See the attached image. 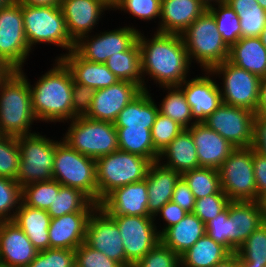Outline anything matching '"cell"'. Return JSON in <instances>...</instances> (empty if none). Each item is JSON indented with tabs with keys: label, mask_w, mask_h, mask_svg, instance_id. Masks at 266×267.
I'll use <instances>...</instances> for the list:
<instances>
[{
	"label": "cell",
	"mask_w": 266,
	"mask_h": 267,
	"mask_svg": "<svg viewBox=\"0 0 266 267\" xmlns=\"http://www.w3.org/2000/svg\"><path fill=\"white\" fill-rule=\"evenodd\" d=\"M150 31H140L137 40L141 52L143 90L152 91L151 85L157 88L179 86L196 73L192 71L196 68L189 60L181 35Z\"/></svg>",
	"instance_id": "cell-1"
},
{
	"label": "cell",
	"mask_w": 266,
	"mask_h": 267,
	"mask_svg": "<svg viewBox=\"0 0 266 267\" xmlns=\"http://www.w3.org/2000/svg\"><path fill=\"white\" fill-rule=\"evenodd\" d=\"M47 71L37 76L32 83L25 68L20 70L29 81L32 108L41 126H54L72 120L73 78L70 70L60 58H52ZM27 74V75H26ZM32 83V84H31ZM47 123V124H46Z\"/></svg>",
	"instance_id": "cell-2"
},
{
	"label": "cell",
	"mask_w": 266,
	"mask_h": 267,
	"mask_svg": "<svg viewBox=\"0 0 266 267\" xmlns=\"http://www.w3.org/2000/svg\"><path fill=\"white\" fill-rule=\"evenodd\" d=\"M36 123L39 122L33 112L27 76L20 70H13L0 83L1 133L14 137L34 134L39 129L34 130Z\"/></svg>",
	"instance_id": "cell-3"
},
{
	"label": "cell",
	"mask_w": 266,
	"mask_h": 267,
	"mask_svg": "<svg viewBox=\"0 0 266 267\" xmlns=\"http://www.w3.org/2000/svg\"><path fill=\"white\" fill-rule=\"evenodd\" d=\"M21 10L25 36L33 52L43 45V48L45 45L55 46V50L64 51L54 57L60 58L74 49L75 42L69 36L60 6L35 7L21 4Z\"/></svg>",
	"instance_id": "cell-4"
},
{
	"label": "cell",
	"mask_w": 266,
	"mask_h": 267,
	"mask_svg": "<svg viewBox=\"0 0 266 267\" xmlns=\"http://www.w3.org/2000/svg\"><path fill=\"white\" fill-rule=\"evenodd\" d=\"M189 60L200 70H211L228 60L229 47L217 30L216 20L206 10L183 33ZM197 65V66H195Z\"/></svg>",
	"instance_id": "cell-5"
},
{
	"label": "cell",
	"mask_w": 266,
	"mask_h": 267,
	"mask_svg": "<svg viewBox=\"0 0 266 267\" xmlns=\"http://www.w3.org/2000/svg\"><path fill=\"white\" fill-rule=\"evenodd\" d=\"M67 123V124H66ZM61 139L70 148L98 159L119 150L117 130L114 123L93 120L86 116L75 117L62 124Z\"/></svg>",
	"instance_id": "cell-6"
},
{
	"label": "cell",
	"mask_w": 266,
	"mask_h": 267,
	"mask_svg": "<svg viewBox=\"0 0 266 267\" xmlns=\"http://www.w3.org/2000/svg\"><path fill=\"white\" fill-rule=\"evenodd\" d=\"M95 161L97 204L113 190L144 180L151 164L147 158L121 150Z\"/></svg>",
	"instance_id": "cell-7"
},
{
	"label": "cell",
	"mask_w": 266,
	"mask_h": 267,
	"mask_svg": "<svg viewBox=\"0 0 266 267\" xmlns=\"http://www.w3.org/2000/svg\"><path fill=\"white\" fill-rule=\"evenodd\" d=\"M48 136L38 130L34 134L17 137L21 159L15 181L21 187L53 179L56 136Z\"/></svg>",
	"instance_id": "cell-8"
},
{
	"label": "cell",
	"mask_w": 266,
	"mask_h": 267,
	"mask_svg": "<svg viewBox=\"0 0 266 267\" xmlns=\"http://www.w3.org/2000/svg\"><path fill=\"white\" fill-rule=\"evenodd\" d=\"M58 139V140H57ZM53 179L63 186L80 189L97 203L96 161L70 148L56 137Z\"/></svg>",
	"instance_id": "cell-9"
},
{
	"label": "cell",
	"mask_w": 266,
	"mask_h": 267,
	"mask_svg": "<svg viewBox=\"0 0 266 267\" xmlns=\"http://www.w3.org/2000/svg\"><path fill=\"white\" fill-rule=\"evenodd\" d=\"M216 77L222 103L256 112L260 77L236 66L228 60L210 70Z\"/></svg>",
	"instance_id": "cell-10"
},
{
	"label": "cell",
	"mask_w": 266,
	"mask_h": 267,
	"mask_svg": "<svg viewBox=\"0 0 266 267\" xmlns=\"http://www.w3.org/2000/svg\"><path fill=\"white\" fill-rule=\"evenodd\" d=\"M218 172L221 189L230 201H257L251 146L234 148Z\"/></svg>",
	"instance_id": "cell-11"
},
{
	"label": "cell",
	"mask_w": 266,
	"mask_h": 267,
	"mask_svg": "<svg viewBox=\"0 0 266 267\" xmlns=\"http://www.w3.org/2000/svg\"><path fill=\"white\" fill-rule=\"evenodd\" d=\"M123 23L124 26L119 24L112 30L101 29L81 37L75 43L74 50L88 61L106 63L111 55L130 49L137 42L139 32L143 29L137 24Z\"/></svg>",
	"instance_id": "cell-12"
},
{
	"label": "cell",
	"mask_w": 266,
	"mask_h": 267,
	"mask_svg": "<svg viewBox=\"0 0 266 267\" xmlns=\"http://www.w3.org/2000/svg\"><path fill=\"white\" fill-rule=\"evenodd\" d=\"M32 54L24 32L21 3L16 0L0 9V58L13 70H22Z\"/></svg>",
	"instance_id": "cell-13"
},
{
	"label": "cell",
	"mask_w": 266,
	"mask_h": 267,
	"mask_svg": "<svg viewBox=\"0 0 266 267\" xmlns=\"http://www.w3.org/2000/svg\"><path fill=\"white\" fill-rule=\"evenodd\" d=\"M116 222L126 256V267L141 260L160 242L152 216H111Z\"/></svg>",
	"instance_id": "cell-14"
},
{
	"label": "cell",
	"mask_w": 266,
	"mask_h": 267,
	"mask_svg": "<svg viewBox=\"0 0 266 267\" xmlns=\"http://www.w3.org/2000/svg\"><path fill=\"white\" fill-rule=\"evenodd\" d=\"M254 117L255 113L249 109L222 103L202 123L216 131L234 148L250 147Z\"/></svg>",
	"instance_id": "cell-15"
},
{
	"label": "cell",
	"mask_w": 266,
	"mask_h": 267,
	"mask_svg": "<svg viewBox=\"0 0 266 267\" xmlns=\"http://www.w3.org/2000/svg\"><path fill=\"white\" fill-rule=\"evenodd\" d=\"M122 241L116 222L100 206H97L87 223L85 243L126 267Z\"/></svg>",
	"instance_id": "cell-16"
},
{
	"label": "cell",
	"mask_w": 266,
	"mask_h": 267,
	"mask_svg": "<svg viewBox=\"0 0 266 267\" xmlns=\"http://www.w3.org/2000/svg\"><path fill=\"white\" fill-rule=\"evenodd\" d=\"M60 8L69 36L75 43L100 29L99 23L102 21L101 25L104 24L105 13L112 11L104 0H61Z\"/></svg>",
	"instance_id": "cell-17"
},
{
	"label": "cell",
	"mask_w": 266,
	"mask_h": 267,
	"mask_svg": "<svg viewBox=\"0 0 266 267\" xmlns=\"http://www.w3.org/2000/svg\"><path fill=\"white\" fill-rule=\"evenodd\" d=\"M188 77L179 87L191 107L193 120L203 122L221 104L222 97L216 77L210 70Z\"/></svg>",
	"instance_id": "cell-18"
},
{
	"label": "cell",
	"mask_w": 266,
	"mask_h": 267,
	"mask_svg": "<svg viewBox=\"0 0 266 267\" xmlns=\"http://www.w3.org/2000/svg\"><path fill=\"white\" fill-rule=\"evenodd\" d=\"M142 91L138 84L128 81H118L109 87L95 90L86 117L114 123L118 114Z\"/></svg>",
	"instance_id": "cell-19"
},
{
	"label": "cell",
	"mask_w": 266,
	"mask_h": 267,
	"mask_svg": "<svg viewBox=\"0 0 266 267\" xmlns=\"http://www.w3.org/2000/svg\"><path fill=\"white\" fill-rule=\"evenodd\" d=\"M24 231L12 221H0V267H26L37 255Z\"/></svg>",
	"instance_id": "cell-20"
},
{
	"label": "cell",
	"mask_w": 266,
	"mask_h": 267,
	"mask_svg": "<svg viewBox=\"0 0 266 267\" xmlns=\"http://www.w3.org/2000/svg\"><path fill=\"white\" fill-rule=\"evenodd\" d=\"M146 179L110 192L99 204L110 216H151L147 210Z\"/></svg>",
	"instance_id": "cell-21"
},
{
	"label": "cell",
	"mask_w": 266,
	"mask_h": 267,
	"mask_svg": "<svg viewBox=\"0 0 266 267\" xmlns=\"http://www.w3.org/2000/svg\"><path fill=\"white\" fill-rule=\"evenodd\" d=\"M197 148L200 167L219 169L234 147L204 123H195L187 129Z\"/></svg>",
	"instance_id": "cell-22"
},
{
	"label": "cell",
	"mask_w": 266,
	"mask_h": 267,
	"mask_svg": "<svg viewBox=\"0 0 266 267\" xmlns=\"http://www.w3.org/2000/svg\"><path fill=\"white\" fill-rule=\"evenodd\" d=\"M92 212H73L51 218L48 228L50 248L75 250L85 242L86 228Z\"/></svg>",
	"instance_id": "cell-23"
},
{
	"label": "cell",
	"mask_w": 266,
	"mask_h": 267,
	"mask_svg": "<svg viewBox=\"0 0 266 267\" xmlns=\"http://www.w3.org/2000/svg\"><path fill=\"white\" fill-rule=\"evenodd\" d=\"M206 10L199 0H161V16L156 31L182 35Z\"/></svg>",
	"instance_id": "cell-24"
},
{
	"label": "cell",
	"mask_w": 266,
	"mask_h": 267,
	"mask_svg": "<svg viewBox=\"0 0 266 267\" xmlns=\"http://www.w3.org/2000/svg\"><path fill=\"white\" fill-rule=\"evenodd\" d=\"M71 72L74 82L94 90L103 89L120 81L105 63L91 62L82 58L74 49L60 57Z\"/></svg>",
	"instance_id": "cell-25"
},
{
	"label": "cell",
	"mask_w": 266,
	"mask_h": 267,
	"mask_svg": "<svg viewBox=\"0 0 266 267\" xmlns=\"http://www.w3.org/2000/svg\"><path fill=\"white\" fill-rule=\"evenodd\" d=\"M180 177V173L164 167L158 161L150 164L145 179L148 190L147 210L152 217L171 201L173 190Z\"/></svg>",
	"instance_id": "cell-26"
},
{
	"label": "cell",
	"mask_w": 266,
	"mask_h": 267,
	"mask_svg": "<svg viewBox=\"0 0 266 267\" xmlns=\"http://www.w3.org/2000/svg\"><path fill=\"white\" fill-rule=\"evenodd\" d=\"M229 217L232 219L231 253H235L264 219L257 201H230Z\"/></svg>",
	"instance_id": "cell-27"
},
{
	"label": "cell",
	"mask_w": 266,
	"mask_h": 267,
	"mask_svg": "<svg viewBox=\"0 0 266 267\" xmlns=\"http://www.w3.org/2000/svg\"><path fill=\"white\" fill-rule=\"evenodd\" d=\"M206 234V226L193 212L160 235V242L179 257Z\"/></svg>",
	"instance_id": "cell-28"
},
{
	"label": "cell",
	"mask_w": 266,
	"mask_h": 267,
	"mask_svg": "<svg viewBox=\"0 0 266 267\" xmlns=\"http://www.w3.org/2000/svg\"><path fill=\"white\" fill-rule=\"evenodd\" d=\"M158 162L181 175L199 168L197 148L191 133L183 130L160 154Z\"/></svg>",
	"instance_id": "cell-29"
},
{
	"label": "cell",
	"mask_w": 266,
	"mask_h": 267,
	"mask_svg": "<svg viewBox=\"0 0 266 267\" xmlns=\"http://www.w3.org/2000/svg\"><path fill=\"white\" fill-rule=\"evenodd\" d=\"M13 221L24 231L38 251L50 248L48 228L51 217L47 210L32 208L21 202Z\"/></svg>",
	"instance_id": "cell-30"
},
{
	"label": "cell",
	"mask_w": 266,
	"mask_h": 267,
	"mask_svg": "<svg viewBox=\"0 0 266 267\" xmlns=\"http://www.w3.org/2000/svg\"><path fill=\"white\" fill-rule=\"evenodd\" d=\"M228 61L260 78L266 76V47L260 37L240 38L229 48Z\"/></svg>",
	"instance_id": "cell-31"
},
{
	"label": "cell",
	"mask_w": 266,
	"mask_h": 267,
	"mask_svg": "<svg viewBox=\"0 0 266 267\" xmlns=\"http://www.w3.org/2000/svg\"><path fill=\"white\" fill-rule=\"evenodd\" d=\"M143 90L119 114L115 127H143L151 129L159 113L154 92Z\"/></svg>",
	"instance_id": "cell-32"
},
{
	"label": "cell",
	"mask_w": 266,
	"mask_h": 267,
	"mask_svg": "<svg viewBox=\"0 0 266 267\" xmlns=\"http://www.w3.org/2000/svg\"><path fill=\"white\" fill-rule=\"evenodd\" d=\"M231 252L205 234L180 256V267H213Z\"/></svg>",
	"instance_id": "cell-33"
},
{
	"label": "cell",
	"mask_w": 266,
	"mask_h": 267,
	"mask_svg": "<svg viewBox=\"0 0 266 267\" xmlns=\"http://www.w3.org/2000/svg\"><path fill=\"white\" fill-rule=\"evenodd\" d=\"M158 88V92H161V90L163 92H159V96L156 95V98L160 97L159 102H156L159 113L168 116L184 129L193 126L196 122L193 120L192 110L187 103L183 90L179 86H162ZM161 96L163 97L162 100Z\"/></svg>",
	"instance_id": "cell-34"
},
{
	"label": "cell",
	"mask_w": 266,
	"mask_h": 267,
	"mask_svg": "<svg viewBox=\"0 0 266 267\" xmlns=\"http://www.w3.org/2000/svg\"><path fill=\"white\" fill-rule=\"evenodd\" d=\"M119 150L157 162L159 153L154 149L151 129L143 127H115Z\"/></svg>",
	"instance_id": "cell-35"
},
{
	"label": "cell",
	"mask_w": 266,
	"mask_h": 267,
	"mask_svg": "<svg viewBox=\"0 0 266 267\" xmlns=\"http://www.w3.org/2000/svg\"><path fill=\"white\" fill-rule=\"evenodd\" d=\"M105 64L120 81L136 83L143 89L141 52L138 41L130 49L111 55Z\"/></svg>",
	"instance_id": "cell-36"
},
{
	"label": "cell",
	"mask_w": 266,
	"mask_h": 267,
	"mask_svg": "<svg viewBox=\"0 0 266 267\" xmlns=\"http://www.w3.org/2000/svg\"><path fill=\"white\" fill-rule=\"evenodd\" d=\"M97 206L80 189L61 185L47 213L51 218H57L73 212H93Z\"/></svg>",
	"instance_id": "cell-37"
},
{
	"label": "cell",
	"mask_w": 266,
	"mask_h": 267,
	"mask_svg": "<svg viewBox=\"0 0 266 267\" xmlns=\"http://www.w3.org/2000/svg\"><path fill=\"white\" fill-rule=\"evenodd\" d=\"M240 19L241 38L260 37L266 25V10L257 0H225Z\"/></svg>",
	"instance_id": "cell-38"
},
{
	"label": "cell",
	"mask_w": 266,
	"mask_h": 267,
	"mask_svg": "<svg viewBox=\"0 0 266 267\" xmlns=\"http://www.w3.org/2000/svg\"><path fill=\"white\" fill-rule=\"evenodd\" d=\"M119 11V14H128L129 17L136 19L146 24L157 23L156 27L152 26V30L158 29V24L161 16V0H116L112 7V13ZM156 20V21H155ZM152 21V22H151ZM150 22V23H149Z\"/></svg>",
	"instance_id": "cell-39"
},
{
	"label": "cell",
	"mask_w": 266,
	"mask_h": 267,
	"mask_svg": "<svg viewBox=\"0 0 266 267\" xmlns=\"http://www.w3.org/2000/svg\"><path fill=\"white\" fill-rule=\"evenodd\" d=\"M181 176L188 183L195 199L211 194L224 193L221 189L220 176L217 169L199 167L186 171Z\"/></svg>",
	"instance_id": "cell-40"
},
{
	"label": "cell",
	"mask_w": 266,
	"mask_h": 267,
	"mask_svg": "<svg viewBox=\"0 0 266 267\" xmlns=\"http://www.w3.org/2000/svg\"><path fill=\"white\" fill-rule=\"evenodd\" d=\"M207 10L216 20L217 30L230 48L241 38L240 19L225 2L212 5Z\"/></svg>",
	"instance_id": "cell-41"
},
{
	"label": "cell",
	"mask_w": 266,
	"mask_h": 267,
	"mask_svg": "<svg viewBox=\"0 0 266 267\" xmlns=\"http://www.w3.org/2000/svg\"><path fill=\"white\" fill-rule=\"evenodd\" d=\"M61 184L54 179L35 182L22 187V202L32 208L47 210L59 192Z\"/></svg>",
	"instance_id": "cell-42"
},
{
	"label": "cell",
	"mask_w": 266,
	"mask_h": 267,
	"mask_svg": "<svg viewBox=\"0 0 266 267\" xmlns=\"http://www.w3.org/2000/svg\"><path fill=\"white\" fill-rule=\"evenodd\" d=\"M22 202V187L9 178L0 177V221H12Z\"/></svg>",
	"instance_id": "cell-43"
},
{
	"label": "cell",
	"mask_w": 266,
	"mask_h": 267,
	"mask_svg": "<svg viewBox=\"0 0 266 267\" xmlns=\"http://www.w3.org/2000/svg\"><path fill=\"white\" fill-rule=\"evenodd\" d=\"M236 253L248 263L266 265V222L248 236Z\"/></svg>",
	"instance_id": "cell-44"
},
{
	"label": "cell",
	"mask_w": 266,
	"mask_h": 267,
	"mask_svg": "<svg viewBox=\"0 0 266 267\" xmlns=\"http://www.w3.org/2000/svg\"><path fill=\"white\" fill-rule=\"evenodd\" d=\"M21 153L17 137L0 136V177L16 179Z\"/></svg>",
	"instance_id": "cell-45"
},
{
	"label": "cell",
	"mask_w": 266,
	"mask_h": 267,
	"mask_svg": "<svg viewBox=\"0 0 266 267\" xmlns=\"http://www.w3.org/2000/svg\"><path fill=\"white\" fill-rule=\"evenodd\" d=\"M183 130L178 123L161 113H158L151 128L154 149L160 154Z\"/></svg>",
	"instance_id": "cell-46"
},
{
	"label": "cell",
	"mask_w": 266,
	"mask_h": 267,
	"mask_svg": "<svg viewBox=\"0 0 266 267\" xmlns=\"http://www.w3.org/2000/svg\"><path fill=\"white\" fill-rule=\"evenodd\" d=\"M26 267H75V250L49 248L38 251Z\"/></svg>",
	"instance_id": "cell-47"
},
{
	"label": "cell",
	"mask_w": 266,
	"mask_h": 267,
	"mask_svg": "<svg viewBox=\"0 0 266 267\" xmlns=\"http://www.w3.org/2000/svg\"><path fill=\"white\" fill-rule=\"evenodd\" d=\"M229 202L230 199L225 193L211 194L200 199H195L193 213L206 224L223 212L227 208Z\"/></svg>",
	"instance_id": "cell-48"
},
{
	"label": "cell",
	"mask_w": 266,
	"mask_h": 267,
	"mask_svg": "<svg viewBox=\"0 0 266 267\" xmlns=\"http://www.w3.org/2000/svg\"><path fill=\"white\" fill-rule=\"evenodd\" d=\"M131 267H180V257L159 242L141 260Z\"/></svg>",
	"instance_id": "cell-49"
},
{
	"label": "cell",
	"mask_w": 266,
	"mask_h": 267,
	"mask_svg": "<svg viewBox=\"0 0 266 267\" xmlns=\"http://www.w3.org/2000/svg\"><path fill=\"white\" fill-rule=\"evenodd\" d=\"M206 234L231 252L232 219L227 208L205 224Z\"/></svg>",
	"instance_id": "cell-50"
},
{
	"label": "cell",
	"mask_w": 266,
	"mask_h": 267,
	"mask_svg": "<svg viewBox=\"0 0 266 267\" xmlns=\"http://www.w3.org/2000/svg\"><path fill=\"white\" fill-rule=\"evenodd\" d=\"M75 267H123L119 262L108 258L85 242L75 249Z\"/></svg>",
	"instance_id": "cell-51"
},
{
	"label": "cell",
	"mask_w": 266,
	"mask_h": 267,
	"mask_svg": "<svg viewBox=\"0 0 266 267\" xmlns=\"http://www.w3.org/2000/svg\"><path fill=\"white\" fill-rule=\"evenodd\" d=\"M95 90L87 85L73 81L72 119L84 117L89 113Z\"/></svg>",
	"instance_id": "cell-52"
},
{
	"label": "cell",
	"mask_w": 266,
	"mask_h": 267,
	"mask_svg": "<svg viewBox=\"0 0 266 267\" xmlns=\"http://www.w3.org/2000/svg\"><path fill=\"white\" fill-rule=\"evenodd\" d=\"M188 212L172 201L167 202L153 217L159 235L180 222Z\"/></svg>",
	"instance_id": "cell-53"
},
{
	"label": "cell",
	"mask_w": 266,
	"mask_h": 267,
	"mask_svg": "<svg viewBox=\"0 0 266 267\" xmlns=\"http://www.w3.org/2000/svg\"><path fill=\"white\" fill-rule=\"evenodd\" d=\"M171 201L178 204L183 210L192 213L195 207V197L188 183L181 176L173 190Z\"/></svg>",
	"instance_id": "cell-54"
},
{
	"label": "cell",
	"mask_w": 266,
	"mask_h": 267,
	"mask_svg": "<svg viewBox=\"0 0 266 267\" xmlns=\"http://www.w3.org/2000/svg\"><path fill=\"white\" fill-rule=\"evenodd\" d=\"M252 149L266 156V116L255 115Z\"/></svg>",
	"instance_id": "cell-55"
},
{
	"label": "cell",
	"mask_w": 266,
	"mask_h": 267,
	"mask_svg": "<svg viewBox=\"0 0 266 267\" xmlns=\"http://www.w3.org/2000/svg\"><path fill=\"white\" fill-rule=\"evenodd\" d=\"M253 170L258 197L266 192V156L253 149Z\"/></svg>",
	"instance_id": "cell-56"
},
{
	"label": "cell",
	"mask_w": 266,
	"mask_h": 267,
	"mask_svg": "<svg viewBox=\"0 0 266 267\" xmlns=\"http://www.w3.org/2000/svg\"><path fill=\"white\" fill-rule=\"evenodd\" d=\"M255 115L266 116V76L260 79V89Z\"/></svg>",
	"instance_id": "cell-57"
},
{
	"label": "cell",
	"mask_w": 266,
	"mask_h": 267,
	"mask_svg": "<svg viewBox=\"0 0 266 267\" xmlns=\"http://www.w3.org/2000/svg\"><path fill=\"white\" fill-rule=\"evenodd\" d=\"M21 4L35 7L60 6L61 0H18Z\"/></svg>",
	"instance_id": "cell-58"
},
{
	"label": "cell",
	"mask_w": 266,
	"mask_h": 267,
	"mask_svg": "<svg viewBox=\"0 0 266 267\" xmlns=\"http://www.w3.org/2000/svg\"><path fill=\"white\" fill-rule=\"evenodd\" d=\"M238 263H239L238 254L235 252L231 253L224 260L218 262L213 267H236Z\"/></svg>",
	"instance_id": "cell-59"
},
{
	"label": "cell",
	"mask_w": 266,
	"mask_h": 267,
	"mask_svg": "<svg viewBox=\"0 0 266 267\" xmlns=\"http://www.w3.org/2000/svg\"><path fill=\"white\" fill-rule=\"evenodd\" d=\"M13 69L4 61L0 58V83L2 80H4L11 72Z\"/></svg>",
	"instance_id": "cell-60"
},
{
	"label": "cell",
	"mask_w": 266,
	"mask_h": 267,
	"mask_svg": "<svg viewBox=\"0 0 266 267\" xmlns=\"http://www.w3.org/2000/svg\"><path fill=\"white\" fill-rule=\"evenodd\" d=\"M257 202H258V204H259L260 211H261V213H262L264 222H266V192L263 193V194H261V195L258 197Z\"/></svg>",
	"instance_id": "cell-61"
},
{
	"label": "cell",
	"mask_w": 266,
	"mask_h": 267,
	"mask_svg": "<svg viewBox=\"0 0 266 267\" xmlns=\"http://www.w3.org/2000/svg\"><path fill=\"white\" fill-rule=\"evenodd\" d=\"M239 263L243 266V267H266V265H262V264H258V263H248L246 261H244L239 255Z\"/></svg>",
	"instance_id": "cell-62"
},
{
	"label": "cell",
	"mask_w": 266,
	"mask_h": 267,
	"mask_svg": "<svg viewBox=\"0 0 266 267\" xmlns=\"http://www.w3.org/2000/svg\"><path fill=\"white\" fill-rule=\"evenodd\" d=\"M206 8L225 2V0H199Z\"/></svg>",
	"instance_id": "cell-63"
},
{
	"label": "cell",
	"mask_w": 266,
	"mask_h": 267,
	"mask_svg": "<svg viewBox=\"0 0 266 267\" xmlns=\"http://www.w3.org/2000/svg\"><path fill=\"white\" fill-rule=\"evenodd\" d=\"M16 0H0V9L5 8L12 3H14Z\"/></svg>",
	"instance_id": "cell-64"
},
{
	"label": "cell",
	"mask_w": 266,
	"mask_h": 267,
	"mask_svg": "<svg viewBox=\"0 0 266 267\" xmlns=\"http://www.w3.org/2000/svg\"><path fill=\"white\" fill-rule=\"evenodd\" d=\"M260 39H261L262 44L266 47V25L263 31L261 32Z\"/></svg>",
	"instance_id": "cell-65"
},
{
	"label": "cell",
	"mask_w": 266,
	"mask_h": 267,
	"mask_svg": "<svg viewBox=\"0 0 266 267\" xmlns=\"http://www.w3.org/2000/svg\"><path fill=\"white\" fill-rule=\"evenodd\" d=\"M257 3L260 7L266 10V0H257Z\"/></svg>",
	"instance_id": "cell-66"
},
{
	"label": "cell",
	"mask_w": 266,
	"mask_h": 267,
	"mask_svg": "<svg viewBox=\"0 0 266 267\" xmlns=\"http://www.w3.org/2000/svg\"><path fill=\"white\" fill-rule=\"evenodd\" d=\"M111 8L114 5V2L112 0H104Z\"/></svg>",
	"instance_id": "cell-67"
},
{
	"label": "cell",
	"mask_w": 266,
	"mask_h": 267,
	"mask_svg": "<svg viewBox=\"0 0 266 267\" xmlns=\"http://www.w3.org/2000/svg\"><path fill=\"white\" fill-rule=\"evenodd\" d=\"M236 267H243L240 263H238L237 265H236Z\"/></svg>",
	"instance_id": "cell-68"
}]
</instances>
